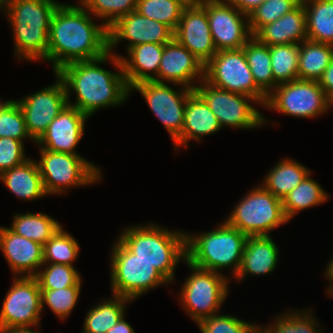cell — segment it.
Here are the masks:
<instances>
[{
  "label": "cell",
  "mask_w": 333,
  "mask_h": 333,
  "mask_svg": "<svg viewBox=\"0 0 333 333\" xmlns=\"http://www.w3.org/2000/svg\"><path fill=\"white\" fill-rule=\"evenodd\" d=\"M92 16L79 4L57 7L50 23L47 56L43 59L50 61L54 73L71 62L93 60L109 52L108 28Z\"/></svg>",
  "instance_id": "cell-1"
},
{
  "label": "cell",
  "mask_w": 333,
  "mask_h": 333,
  "mask_svg": "<svg viewBox=\"0 0 333 333\" xmlns=\"http://www.w3.org/2000/svg\"><path fill=\"white\" fill-rule=\"evenodd\" d=\"M106 62L113 64L117 71L112 72L100 67ZM55 73L64 82L68 105L88 117L99 109L124 104L131 95L121 58L111 52L93 60L71 62ZM71 92L76 94L75 103L70 101Z\"/></svg>",
  "instance_id": "cell-2"
},
{
  "label": "cell",
  "mask_w": 333,
  "mask_h": 333,
  "mask_svg": "<svg viewBox=\"0 0 333 333\" xmlns=\"http://www.w3.org/2000/svg\"><path fill=\"white\" fill-rule=\"evenodd\" d=\"M118 239L136 257L152 264L170 283L180 261L187 260L186 232L170 231L152 223L133 225L123 230Z\"/></svg>",
  "instance_id": "cell-3"
},
{
  "label": "cell",
  "mask_w": 333,
  "mask_h": 333,
  "mask_svg": "<svg viewBox=\"0 0 333 333\" xmlns=\"http://www.w3.org/2000/svg\"><path fill=\"white\" fill-rule=\"evenodd\" d=\"M56 0H9L8 22L12 27L14 54L18 60H43L48 51V35Z\"/></svg>",
  "instance_id": "cell-4"
},
{
  "label": "cell",
  "mask_w": 333,
  "mask_h": 333,
  "mask_svg": "<svg viewBox=\"0 0 333 333\" xmlns=\"http://www.w3.org/2000/svg\"><path fill=\"white\" fill-rule=\"evenodd\" d=\"M247 236L225 220L214 230L194 235L186 232L187 261L192 265L218 272L231 269L238 273ZM233 273V274H232Z\"/></svg>",
  "instance_id": "cell-5"
},
{
  "label": "cell",
  "mask_w": 333,
  "mask_h": 333,
  "mask_svg": "<svg viewBox=\"0 0 333 333\" xmlns=\"http://www.w3.org/2000/svg\"><path fill=\"white\" fill-rule=\"evenodd\" d=\"M110 284L114 295L133 301L170 282L149 262L139 259L118 238L112 245Z\"/></svg>",
  "instance_id": "cell-6"
},
{
  "label": "cell",
  "mask_w": 333,
  "mask_h": 333,
  "mask_svg": "<svg viewBox=\"0 0 333 333\" xmlns=\"http://www.w3.org/2000/svg\"><path fill=\"white\" fill-rule=\"evenodd\" d=\"M39 150L37 165L47 195L64 194L71 187L91 186L102 181L101 168L82 155Z\"/></svg>",
  "instance_id": "cell-7"
},
{
  "label": "cell",
  "mask_w": 333,
  "mask_h": 333,
  "mask_svg": "<svg viewBox=\"0 0 333 333\" xmlns=\"http://www.w3.org/2000/svg\"><path fill=\"white\" fill-rule=\"evenodd\" d=\"M225 221L248 236H270V232L289 222L282 200L262 185L252 188L242 198Z\"/></svg>",
  "instance_id": "cell-8"
},
{
  "label": "cell",
  "mask_w": 333,
  "mask_h": 333,
  "mask_svg": "<svg viewBox=\"0 0 333 333\" xmlns=\"http://www.w3.org/2000/svg\"><path fill=\"white\" fill-rule=\"evenodd\" d=\"M191 274L183 282L180 304L196 323L217 314L229 294V279L224 274L198 268L187 260Z\"/></svg>",
  "instance_id": "cell-9"
},
{
  "label": "cell",
  "mask_w": 333,
  "mask_h": 333,
  "mask_svg": "<svg viewBox=\"0 0 333 333\" xmlns=\"http://www.w3.org/2000/svg\"><path fill=\"white\" fill-rule=\"evenodd\" d=\"M265 108L298 118H316L328 112L333 102L318 81L295 79L279 84L268 96Z\"/></svg>",
  "instance_id": "cell-10"
},
{
  "label": "cell",
  "mask_w": 333,
  "mask_h": 333,
  "mask_svg": "<svg viewBox=\"0 0 333 333\" xmlns=\"http://www.w3.org/2000/svg\"><path fill=\"white\" fill-rule=\"evenodd\" d=\"M194 91L205 101L215 114L221 127L251 130L265 125L267 119L252 103H259L250 96L233 93L213 86L205 79L198 82ZM249 101V102H248Z\"/></svg>",
  "instance_id": "cell-11"
},
{
  "label": "cell",
  "mask_w": 333,
  "mask_h": 333,
  "mask_svg": "<svg viewBox=\"0 0 333 333\" xmlns=\"http://www.w3.org/2000/svg\"><path fill=\"white\" fill-rule=\"evenodd\" d=\"M204 79L215 87L250 96L264 107L267 96L256 86L244 49L218 51L204 65Z\"/></svg>",
  "instance_id": "cell-12"
},
{
  "label": "cell",
  "mask_w": 333,
  "mask_h": 333,
  "mask_svg": "<svg viewBox=\"0 0 333 333\" xmlns=\"http://www.w3.org/2000/svg\"><path fill=\"white\" fill-rule=\"evenodd\" d=\"M133 90L142 95L153 115L159 119V122H162L173 142L182 133L186 102L194 90L181 86L176 91L169 86V83L154 80L136 83L130 87V93Z\"/></svg>",
  "instance_id": "cell-13"
},
{
  "label": "cell",
  "mask_w": 333,
  "mask_h": 333,
  "mask_svg": "<svg viewBox=\"0 0 333 333\" xmlns=\"http://www.w3.org/2000/svg\"><path fill=\"white\" fill-rule=\"evenodd\" d=\"M0 311V326L41 328V290L35 277H15Z\"/></svg>",
  "instance_id": "cell-14"
},
{
  "label": "cell",
  "mask_w": 333,
  "mask_h": 333,
  "mask_svg": "<svg viewBox=\"0 0 333 333\" xmlns=\"http://www.w3.org/2000/svg\"><path fill=\"white\" fill-rule=\"evenodd\" d=\"M207 13L217 52L241 49L252 37L248 16L227 0H199Z\"/></svg>",
  "instance_id": "cell-15"
},
{
  "label": "cell",
  "mask_w": 333,
  "mask_h": 333,
  "mask_svg": "<svg viewBox=\"0 0 333 333\" xmlns=\"http://www.w3.org/2000/svg\"><path fill=\"white\" fill-rule=\"evenodd\" d=\"M55 74V82L16 101L25 116L26 129L36 142L54 118L68 105L64 82Z\"/></svg>",
  "instance_id": "cell-16"
},
{
  "label": "cell",
  "mask_w": 333,
  "mask_h": 333,
  "mask_svg": "<svg viewBox=\"0 0 333 333\" xmlns=\"http://www.w3.org/2000/svg\"><path fill=\"white\" fill-rule=\"evenodd\" d=\"M109 52L116 54L114 48L122 41L128 51L135 45L145 43L166 44L174 38V32L165 24L140 15L137 11L119 18L108 28ZM113 49V50H112Z\"/></svg>",
  "instance_id": "cell-17"
},
{
  "label": "cell",
  "mask_w": 333,
  "mask_h": 333,
  "mask_svg": "<svg viewBox=\"0 0 333 333\" xmlns=\"http://www.w3.org/2000/svg\"><path fill=\"white\" fill-rule=\"evenodd\" d=\"M174 38L203 65L217 53L206 10L199 3L183 9Z\"/></svg>",
  "instance_id": "cell-18"
},
{
  "label": "cell",
  "mask_w": 333,
  "mask_h": 333,
  "mask_svg": "<svg viewBox=\"0 0 333 333\" xmlns=\"http://www.w3.org/2000/svg\"><path fill=\"white\" fill-rule=\"evenodd\" d=\"M204 79V65L175 38L164 45L158 70V82L184 86L192 90L195 81Z\"/></svg>",
  "instance_id": "cell-19"
},
{
  "label": "cell",
  "mask_w": 333,
  "mask_h": 333,
  "mask_svg": "<svg viewBox=\"0 0 333 333\" xmlns=\"http://www.w3.org/2000/svg\"><path fill=\"white\" fill-rule=\"evenodd\" d=\"M88 118L77 108L67 105L35 143L48 151L80 155L76 148L83 138Z\"/></svg>",
  "instance_id": "cell-20"
},
{
  "label": "cell",
  "mask_w": 333,
  "mask_h": 333,
  "mask_svg": "<svg viewBox=\"0 0 333 333\" xmlns=\"http://www.w3.org/2000/svg\"><path fill=\"white\" fill-rule=\"evenodd\" d=\"M0 250L15 277H35L43 262V245L0 226Z\"/></svg>",
  "instance_id": "cell-21"
},
{
  "label": "cell",
  "mask_w": 333,
  "mask_h": 333,
  "mask_svg": "<svg viewBox=\"0 0 333 333\" xmlns=\"http://www.w3.org/2000/svg\"><path fill=\"white\" fill-rule=\"evenodd\" d=\"M221 129L215 114L205 101L193 91L186 102L182 133L173 141L174 149L177 152V148L187 147L190 140L200 142L203 136L217 133Z\"/></svg>",
  "instance_id": "cell-22"
},
{
  "label": "cell",
  "mask_w": 333,
  "mask_h": 333,
  "mask_svg": "<svg viewBox=\"0 0 333 333\" xmlns=\"http://www.w3.org/2000/svg\"><path fill=\"white\" fill-rule=\"evenodd\" d=\"M279 248L270 236H248L245 241L242 262L235 280L247 279L245 275H269L277 267Z\"/></svg>",
  "instance_id": "cell-23"
},
{
  "label": "cell",
  "mask_w": 333,
  "mask_h": 333,
  "mask_svg": "<svg viewBox=\"0 0 333 333\" xmlns=\"http://www.w3.org/2000/svg\"><path fill=\"white\" fill-rule=\"evenodd\" d=\"M163 49L164 44L145 43L131 47L127 51V57L115 54L121 58L123 73L129 87L142 81L158 82Z\"/></svg>",
  "instance_id": "cell-24"
},
{
  "label": "cell",
  "mask_w": 333,
  "mask_h": 333,
  "mask_svg": "<svg viewBox=\"0 0 333 333\" xmlns=\"http://www.w3.org/2000/svg\"><path fill=\"white\" fill-rule=\"evenodd\" d=\"M254 36L268 46L300 44L307 40L306 11L303 2L275 22L263 26Z\"/></svg>",
  "instance_id": "cell-25"
},
{
  "label": "cell",
  "mask_w": 333,
  "mask_h": 333,
  "mask_svg": "<svg viewBox=\"0 0 333 333\" xmlns=\"http://www.w3.org/2000/svg\"><path fill=\"white\" fill-rule=\"evenodd\" d=\"M0 180L15 197L26 202L48 196L43 186L37 161L32 158L3 172L0 175Z\"/></svg>",
  "instance_id": "cell-26"
},
{
  "label": "cell",
  "mask_w": 333,
  "mask_h": 333,
  "mask_svg": "<svg viewBox=\"0 0 333 333\" xmlns=\"http://www.w3.org/2000/svg\"><path fill=\"white\" fill-rule=\"evenodd\" d=\"M267 172L261 185L281 200L311 173L309 168L288 157L280 159Z\"/></svg>",
  "instance_id": "cell-27"
},
{
  "label": "cell",
  "mask_w": 333,
  "mask_h": 333,
  "mask_svg": "<svg viewBox=\"0 0 333 333\" xmlns=\"http://www.w3.org/2000/svg\"><path fill=\"white\" fill-rule=\"evenodd\" d=\"M130 299L112 294L87 311L82 333H106L125 315Z\"/></svg>",
  "instance_id": "cell-28"
},
{
  "label": "cell",
  "mask_w": 333,
  "mask_h": 333,
  "mask_svg": "<svg viewBox=\"0 0 333 333\" xmlns=\"http://www.w3.org/2000/svg\"><path fill=\"white\" fill-rule=\"evenodd\" d=\"M307 40L333 45V0H302Z\"/></svg>",
  "instance_id": "cell-29"
},
{
  "label": "cell",
  "mask_w": 333,
  "mask_h": 333,
  "mask_svg": "<svg viewBox=\"0 0 333 333\" xmlns=\"http://www.w3.org/2000/svg\"><path fill=\"white\" fill-rule=\"evenodd\" d=\"M333 59V45L304 40L299 44L298 79L318 81Z\"/></svg>",
  "instance_id": "cell-30"
},
{
  "label": "cell",
  "mask_w": 333,
  "mask_h": 333,
  "mask_svg": "<svg viewBox=\"0 0 333 333\" xmlns=\"http://www.w3.org/2000/svg\"><path fill=\"white\" fill-rule=\"evenodd\" d=\"M242 48L256 86L268 96L274 90L270 46L252 36Z\"/></svg>",
  "instance_id": "cell-31"
},
{
  "label": "cell",
  "mask_w": 333,
  "mask_h": 333,
  "mask_svg": "<svg viewBox=\"0 0 333 333\" xmlns=\"http://www.w3.org/2000/svg\"><path fill=\"white\" fill-rule=\"evenodd\" d=\"M13 223L8 227L17 235L44 245L62 226L56 219L45 213H31L13 215Z\"/></svg>",
  "instance_id": "cell-32"
},
{
  "label": "cell",
  "mask_w": 333,
  "mask_h": 333,
  "mask_svg": "<svg viewBox=\"0 0 333 333\" xmlns=\"http://www.w3.org/2000/svg\"><path fill=\"white\" fill-rule=\"evenodd\" d=\"M310 175L311 173L282 200L283 211L288 221L298 212L328 201L329 194Z\"/></svg>",
  "instance_id": "cell-33"
},
{
  "label": "cell",
  "mask_w": 333,
  "mask_h": 333,
  "mask_svg": "<svg viewBox=\"0 0 333 333\" xmlns=\"http://www.w3.org/2000/svg\"><path fill=\"white\" fill-rule=\"evenodd\" d=\"M274 89L282 83L298 79L299 44L270 46Z\"/></svg>",
  "instance_id": "cell-34"
},
{
  "label": "cell",
  "mask_w": 333,
  "mask_h": 333,
  "mask_svg": "<svg viewBox=\"0 0 333 333\" xmlns=\"http://www.w3.org/2000/svg\"><path fill=\"white\" fill-rule=\"evenodd\" d=\"M78 241L61 226L43 245V262L73 266L80 251Z\"/></svg>",
  "instance_id": "cell-35"
},
{
  "label": "cell",
  "mask_w": 333,
  "mask_h": 333,
  "mask_svg": "<svg viewBox=\"0 0 333 333\" xmlns=\"http://www.w3.org/2000/svg\"><path fill=\"white\" fill-rule=\"evenodd\" d=\"M185 7L179 0H137L136 11L142 16L165 24L175 32Z\"/></svg>",
  "instance_id": "cell-36"
},
{
  "label": "cell",
  "mask_w": 333,
  "mask_h": 333,
  "mask_svg": "<svg viewBox=\"0 0 333 333\" xmlns=\"http://www.w3.org/2000/svg\"><path fill=\"white\" fill-rule=\"evenodd\" d=\"M35 278L39 283L40 289H62L82 286V279L78 270L74 266L66 264L44 263Z\"/></svg>",
  "instance_id": "cell-37"
},
{
  "label": "cell",
  "mask_w": 333,
  "mask_h": 333,
  "mask_svg": "<svg viewBox=\"0 0 333 333\" xmlns=\"http://www.w3.org/2000/svg\"><path fill=\"white\" fill-rule=\"evenodd\" d=\"M310 309L285 311L284 314H278L273 321L274 323L269 324L268 327L273 333H322L318 328V319Z\"/></svg>",
  "instance_id": "cell-38"
},
{
  "label": "cell",
  "mask_w": 333,
  "mask_h": 333,
  "mask_svg": "<svg viewBox=\"0 0 333 333\" xmlns=\"http://www.w3.org/2000/svg\"><path fill=\"white\" fill-rule=\"evenodd\" d=\"M302 0H265L248 15L249 29L254 36L263 26L275 22L295 9Z\"/></svg>",
  "instance_id": "cell-39"
},
{
  "label": "cell",
  "mask_w": 333,
  "mask_h": 333,
  "mask_svg": "<svg viewBox=\"0 0 333 333\" xmlns=\"http://www.w3.org/2000/svg\"><path fill=\"white\" fill-rule=\"evenodd\" d=\"M136 4L137 0H83L81 5L109 28L119 18L136 11Z\"/></svg>",
  "instance_id": "cell-40"
},
{
  "label": "cell",
  "mask_w": 333,
  "mask_h": 333,
  "mask_svg": "<svg viewBox=\"0 0 333 333\" xmlns=\"http://www.w3.org/2000/svg\"><path fill=\"white\" fill-rule=\"evenodd\" d=\"M42 312L45 306L60 319L70 316L77 305L81 287H66L62 289H40ZM45 304V305H44Z\"/></svg>",
  "instance_id": "cell-41"
},
{
  "label": "cell",
  "mask_w": 333,
  "mask_h": 333,
  "mask_svg": "<svg viewBox=\"0 0 333 333\" xmlns=\"http://www.w3.org/2000/svg\"><path fill=\"white\" fill-rule=\"evenodd\" d=\"M1 137H10L23 142L25 139H30L35 143L27 132L24 113L15 99L0 114Z\"/></svg>",
  "instance_id": "cell-42"
},
{
  "label": "cell",
  "mask_w": 333,
  "mask_h": 333,
  "mask_svg": "<svg viewBox=\"0 0 333 333\" xmlns=\"http://www.w3.org/2000/svg\"><path fill=\"white\" fill-rule=\"evenodd\" d=\"M201 333H249L253 323L228 314H214L196 323Z\"/></svg>",
  "instance_id": "cell-43"
},
{
  "label": "cell",
  "mask_w": 333,
  "mask_h": 333,
  "mask_svg": "<svg viewBox=\"0 0 333 333\" xmlns=\"http://www.w3.org/2000/svg\"><path fill=\"white\" fill-rule=\"evenodd\" d=\"M24 142L10 137L0 138V175L13 167L23 164L26 156Z\"/></svg>",
  "instance_id": "cell-44"
},
{
  "label": "cell",
  "mask_w": 333,
  "mask_h": 333,
  "mask_svg": "<svg viewBox=\"0 0 333 333\" xmlns=\"http://www.w3.org/2000/svg\"><path fill=\"white\" fill-rule=\"evenodd\" d=\"M318 83L328 98L333 102V59L318 80Z\"/></svg>",
  "instance_id": "cell-45"
},
{
  "label": "cell",
  "mask_w": 333,
  "mask_h": 333,
  "mask_svg": "<svg viewBox=\"0 0 333 333\" xmlns=\"http://www.w3.org/2000/svg\"><path fill=\"white\" fill-rule=\"evenodd\" d=\"M247 16L265 0H227Z\"/></svg>",
  "instance_id": "cell-46"
},
{
  "label": "cell",
  "mask_w": 333,
  "mask_h": 333,
  "mask_svg": "<svg viewBox=\"0 0 333 333\" xmlns=\"http://www.w3.org/2000/svg\"><path fill=\"white\" fill-rule=\"evenodd\" d=\"M126 315H123L120 320L106 333H135L134 328L125 321Z\"/></svg>",
  "instance_id": "cell-47"
},
{
  "label": "cell",
  "mask_w": 333,
  "mask_h": 333,
  "mask_svg": "<svg viewBox=\"0 0 333 333\" xmlns=\"http://www.w3.org/2000/svg\"><path fill=\"white\" fill-rule=\"evenodd\" d=\"M325 278H327L329 280V287H326V291H327V295L329 296H333V258H330V261L328 262V265L326 267V271H325Z\"/></svg>",
  "instance_id": "cell-48"
},
{
  "label": "cell",
  "mask_w": 333,
  "mask_h": 333,
  "mask_svg": "<svg viewBox=\"0 0 333 333\" xmlns=\"http://www.w3.org/2000/svg\"><path fill=\"white\" fill-rule=\"evenodd\" d=\"M0 333H41L39 330L35 331L32 328H11V327H1Z\"/></svg>",
  "instance_id": "cell-49"
},
{
  "label": "cell",
  "mask_w": 333,
  "mask_h": 333,
  "mask_svg": "<svg viewBox=\"0 0 333 333\" xmlns=\"http://www.w3.org/2000/svg\"><path fill=\"white\" fill-rule=\"evenodd\" d=\"M3 9V13L8 16L9 0H0V9Z\"/></svg>",
  "instance_id": "cell-50"
},
{
  "label": "cell",
  "mask_w": 333,
  "mask_h": 333,
  "mask_svg": "<svg viewBox=\"0 0 333 333\" xmlns=\"http://www.w3.org/2000/svg\"><path fill=\"white\" fill-rule=\"evenodd\" d=\"M13 100L14 99L6 100V101L0 100V114Z\"/></svg>",
  "instance_id": "cell-51"
},
{
  "label": "cell",
  "mask_w": 333,
  "mask_h": 333,
  "mask_svg": "<svg viewBox=\"0 0 333 333\" xmlns=\"http://www.w3.org/2000/svg\"><path fill=\"white\" fill-rule=\"evenodd\" d=\"M179 1H181L185 6L194 5L199 2V0H179Z\"/></svg>",
  "instance_id": "cell-52"
},
{
  "label": "cell",
  "mask_w": 333,
  "mask_h": 333,
  "mask_svg": "<svg viewBox=\"0 0 333 333\" xmlns=\"http://www.w3.org/2000/svg\"><path fill=\"white\" fill-rule=\"evenodd\" d=\"M79 1H80V2H79ZM79 1H78V3H79V5H81V4L83 3V0H79Z\"/></svg>",
  "instance_id": "cell-53"
}]
</instances>
